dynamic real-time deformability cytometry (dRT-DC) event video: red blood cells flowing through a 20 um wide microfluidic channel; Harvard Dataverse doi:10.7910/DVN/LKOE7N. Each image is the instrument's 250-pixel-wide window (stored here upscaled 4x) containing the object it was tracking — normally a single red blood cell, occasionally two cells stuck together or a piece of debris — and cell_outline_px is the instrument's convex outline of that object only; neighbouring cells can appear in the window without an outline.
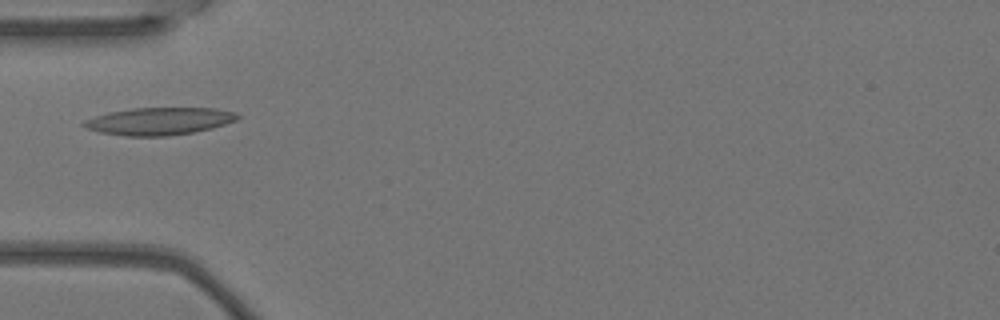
{"species": "Egyptian fruit bat (a non-hibernating species)", "species_latin": "Rousettus aegyptiacus", "temperature_condition": "warm", "stored_images_in_passage": 4, "camera_frame_rate_fps": 3000, "um_per_image_px": 0.085, "animal": {"sex": "female"}, "frame": {"image": 1, "passage_image": 4, "time_ms": 1.0, "image_size_px": [1000, 320], "cell_outline_px": [[240, 116], [236, 120], [212, 128], [192, 132], [168, 136], [124, 136], [100, 132], [88, 128], [80, 124], [84, 120], [108, 112], [132, 108], [216, 108], [236, 112]], "centroid_in_image_um": [13.53, 10.29], "position_along_channel_um": 71.5, "area_um2": 24.51}}